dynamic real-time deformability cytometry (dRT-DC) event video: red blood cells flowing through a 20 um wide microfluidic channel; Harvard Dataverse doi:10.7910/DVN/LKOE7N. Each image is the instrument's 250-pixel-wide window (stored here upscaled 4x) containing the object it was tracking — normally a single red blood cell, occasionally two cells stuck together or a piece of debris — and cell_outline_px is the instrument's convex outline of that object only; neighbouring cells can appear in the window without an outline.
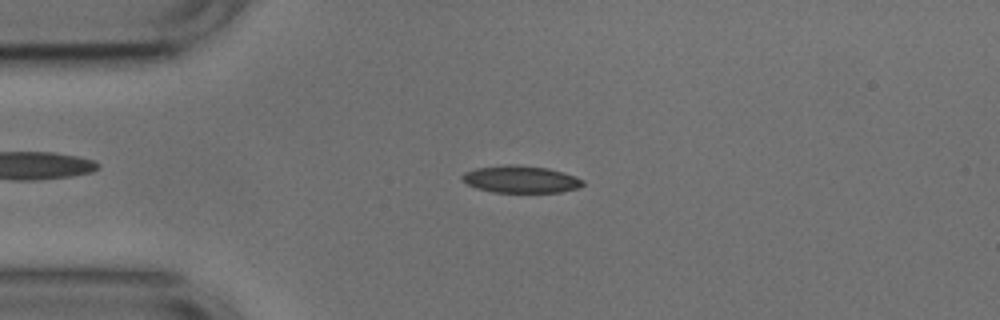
{"species": "common noctule bat (a hibernating species)", "species_latin": "Nyctalus noctula", "temperature_condition": "cold", "stored_images_in_passage": 51, "camera_frame_rate_fps": 3000, "um_per_image_px": 0.085, "animal": {"sex": "male", "body_mass_g": 17.9, "forearm_length_mm": 54.2}, "frame": {"image": 1, "passage_image": 11, "time_ms": 3.333, "image_size_px": [1000, 320], "cell_outline_px": [[584, 184], [576, 188], [560, 192], [492, 192], [476, 188], [460, 180], [460, 176], [464, 172], [476, 168], [512, 164], [548, 168], [576, 176], [584, 180]], "centroid_in_image_um": [44.23, 15.24], "position_along_channel_um": 40.8, "area_um2": 19.07}}
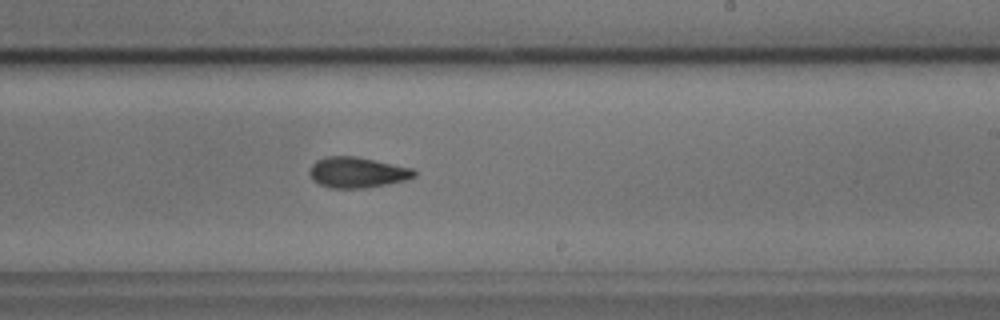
{"frame": {"image": 2, "passage_image": 30, "time_ms": 9.667, "image_size_px": [1000, 320], "cell_outline_px": [[416, 176], [404, 180], [388, 184], [368, 188], [328, 188], [312, 180], [308, 172], [312, 164], [316, 160], [324, 156], [356, 156], [412, 168], [416, 172]], "centroid_in_image_um": [30.33, 14.66], "position_along_channel_um": 258.7, "area_um2": 18.84}}
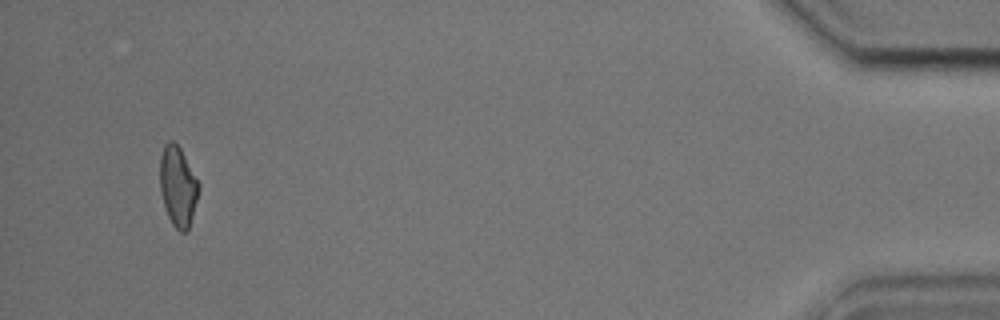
{"frame": {"image": 3, "passage_image": 49, "time_ms": 16.0, "image_size_px": [1000, 320], "cell_outline_px": [[200, 188], [188, 232], [180, 232], [172, 224], [168, 216], [160, 192], [160, 156], [164, 144], [168, 140], [172, 140], [180, 148], [200, 184]], "centroid_in_image_um": [15.12, 15.84], "position_along_channel_um": 420.1, "area_um2": 18.15}, "authors_computed_cell_mechanics": {"area_um2": 18.785, "velocity_mm_per_s": 3.7825, "shape_relaxation_time_tau1_ms": 6.7192, "shape_relaxation_time_tau2_ms": 3.1519, "deformation_change_tau1": 0.1599, "deformation_change_tau2": 0.0894}}